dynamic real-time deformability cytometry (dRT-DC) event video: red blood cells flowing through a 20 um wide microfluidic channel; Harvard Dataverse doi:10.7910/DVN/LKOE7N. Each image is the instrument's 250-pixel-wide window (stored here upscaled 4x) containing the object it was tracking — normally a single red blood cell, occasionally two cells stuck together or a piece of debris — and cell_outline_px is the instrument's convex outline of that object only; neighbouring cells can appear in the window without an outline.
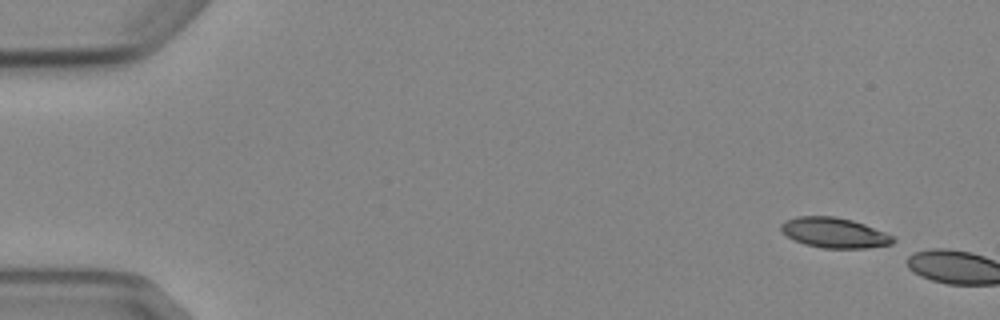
{"species": "Egyptian fruit bat (a non-hibernating species)", "species_latin": "Rousettus aegyptiacus", "temperature_condition": "cold", "stored_images_in_passage": 2, "camera_frame_rate_fps": 3000, "um_per_image_px": 0.085, "animal": {"sex": "female"}, "frame": {"image": 1, "passage_image": 1, "time_ms": 0.0, "image_size_px": [1000, 320], "cell_outline_px": [[896, 240], [892, 244], [868, 248], [820, 248], [804, 244], [780, 232], [780, 224], [784, 220], [796, 216], [836, 216], [852, 220], [864, 224], [896, 236]], "centroid_in_image_um": [70.92, 19.78], "position_along_channel_um": 14.1, "area_um2": 20.0}}